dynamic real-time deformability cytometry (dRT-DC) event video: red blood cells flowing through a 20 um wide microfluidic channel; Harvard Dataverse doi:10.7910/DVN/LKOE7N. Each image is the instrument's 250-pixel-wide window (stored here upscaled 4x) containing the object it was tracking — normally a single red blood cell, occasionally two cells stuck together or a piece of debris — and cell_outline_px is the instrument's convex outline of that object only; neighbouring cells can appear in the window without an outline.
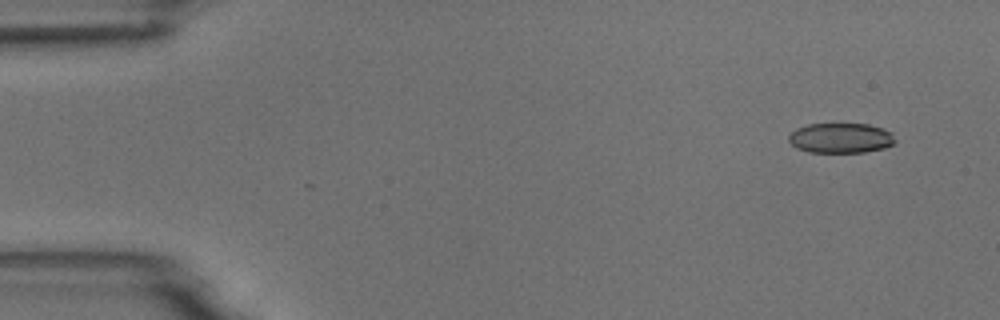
{"species": "common noctule bat (a hibernating species)", "species_latin": "Nyctalus noctula", "temperature_condition": "room temperature", "stored_images_in_passage": 5, "camera_frame_rate_fps": 3000, "um_per_image_px": 0.085, "animal": {"sex": "male", "body_mass_g": 18.8}, "frame": {"image": 1, "passage_image": 1, "time_ms": 0.0, "image_size_px": [1000, 320], "cell_outline_px": [[896, 140], [892, 144], [884, 148], [864, 152], [808, 152], [796, 148], [788, 140], [788, 136], [796, 128], [808, 124], [868, 124], [892, 132]], "centroid_in_image_um": [71.45, 11.73], "position_along_channel_um": 13.6, "area_um2": 18.61}}
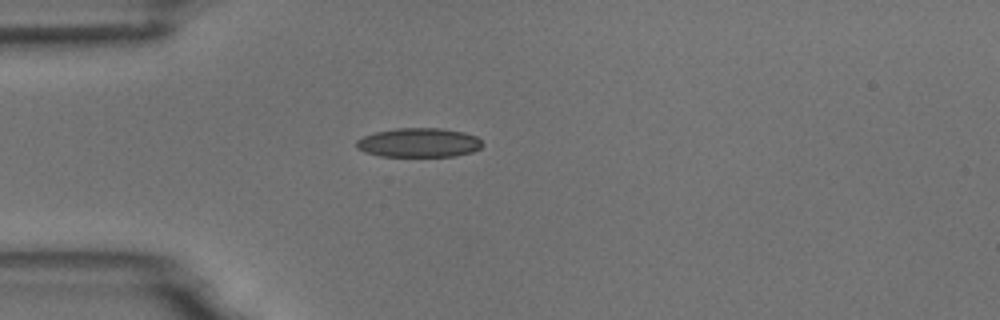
{"frame": {"image": 2, "passage_image": 4, "time_ms": 3.667, "image_size_px": [1000, 320], "cell_outline_px": [[484, 144], [480, 148], [472, 152], [456, 156], [380, 156], [364, 152], [356, 148], [356, 140], [364, 136], [376, 132], [396, 128], [440, 128], [464, 132], [476, 136]], "centroid_in_image_um": [35.6, 12.13], "position_along_channel_um": 49.4, "area_um2": 21.5}}